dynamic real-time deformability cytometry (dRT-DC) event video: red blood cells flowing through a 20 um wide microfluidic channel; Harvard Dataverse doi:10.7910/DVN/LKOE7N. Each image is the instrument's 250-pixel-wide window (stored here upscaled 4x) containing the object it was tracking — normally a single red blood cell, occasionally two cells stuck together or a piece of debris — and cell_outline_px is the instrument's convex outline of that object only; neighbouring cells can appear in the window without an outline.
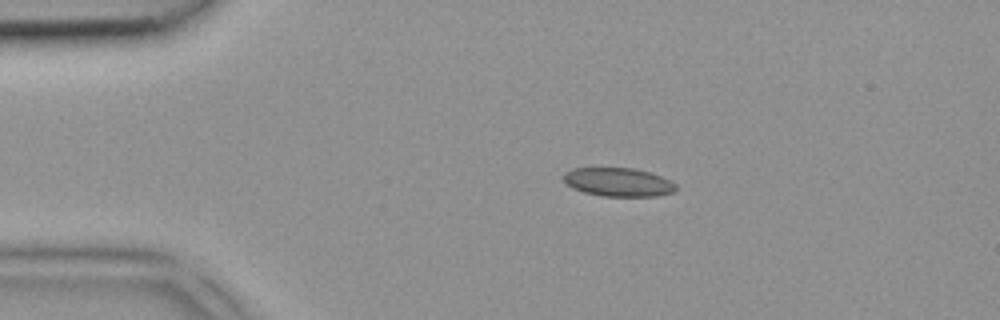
{"species": "common noctule bat (a hibernating species)", "species_latin": "Nyctalus noctula", "temperature_condition": "room temperature", "stored_images_in_passage": 2, "camera_frame_rate_fps": 3000, "um_per_image_px": 0.085, "animal": {"sex": "female", "body_mass_g": 18.4}, "frame": {"image": 1, "passage_image": 1, "time_ms": 0.0, "image_size_px": [1000, 320], "cell_outline_px": [[676, 188], [672, 192], [656, 196], [604, 196], [584, 192], [572, 188], [564, 180], [564, 172], [572, 168], [632, 168], [648, 172], [672, 180], [676, 184]], "centroid_in_image_um": [52.55, 15.47], "position_along_channel_um": 32.4, "area_um2": 18.61}}
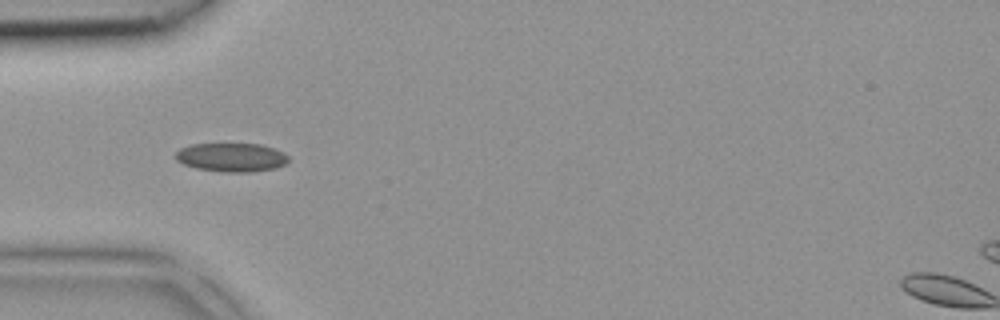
{"frame": {"image": 2, "passage_image": 2, "time_ms": 0.333, "image_size_px": [1000, 320], "cell_outline_px": [[288, 160], [284, 164], [276, 168], [248, 172], [228, 172], [196, 168], [184, 164], [176, 160], [176, 152], [180, 148], [192, 144], [260, 144], [276, 148], [284, 152], [288, 156]], "centroid_in_image_um": [19.69, 13.36], "position_along_channel_um": 65.3, "area_um2": 18.84}}